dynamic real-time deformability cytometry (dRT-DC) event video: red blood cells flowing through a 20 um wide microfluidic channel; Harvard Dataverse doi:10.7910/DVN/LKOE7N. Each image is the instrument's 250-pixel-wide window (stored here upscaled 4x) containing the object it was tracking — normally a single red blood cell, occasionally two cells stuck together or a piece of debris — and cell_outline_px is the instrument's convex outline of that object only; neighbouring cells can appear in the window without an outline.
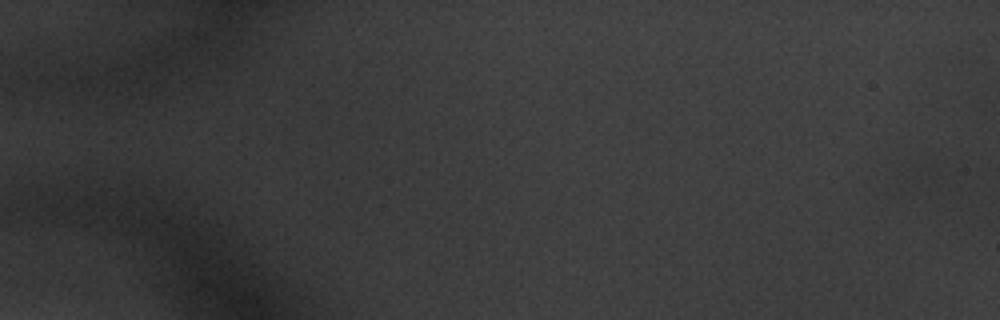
{"species": "common noctule bat (a hibernating species)", "species_latin": "Nyctalus noctula", "temperature_condition": "warm", "stored_images_in_passage": 16, "camera_frame_rate_fps": 3000, "um_per_image_px": 0.085, "animal": {"sex": "male", "body_mass_g": 20.1, "forearm_length_mm": 53.5}, "frame": {"image": 1, "passage_image": 1, "time_ms": 0.0, "image_size_px": [1000, 320], "cell_outline_px": [[972, 168], [960, 188], [920, 192], [916, 180], [924, 160], [960, 160], [968, 164]], "centroid_in_image_um": [80.09, 14.87], "position_along_channel_um": 4.9, "area_um2": 10.12}}